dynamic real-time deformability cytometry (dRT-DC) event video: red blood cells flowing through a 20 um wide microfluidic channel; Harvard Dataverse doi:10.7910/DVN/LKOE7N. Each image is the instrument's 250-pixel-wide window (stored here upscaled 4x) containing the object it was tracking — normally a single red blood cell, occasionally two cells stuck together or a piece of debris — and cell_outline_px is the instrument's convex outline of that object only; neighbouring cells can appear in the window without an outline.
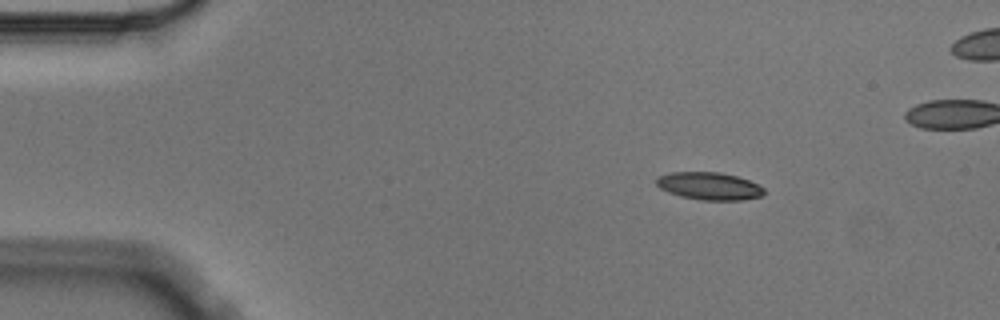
{"species": "Egyptian fruit bat (a non-hibernating species)", "species_latin": "Rousettus aegyptiacus", "temperature_condition": "cold", "stored_images_in_passage": 6, "camera_frame_rate_fps": 3000, "um_per_image_px": 0.085, "animal": {"sex": "male"}, "frame": {"image": 1, "passage_image": 1, "time_ms": 0.0, "image_size_px": [1000, 320], "cell_outline_px": [[764, 192], [760, 196], [740, 200], [700, 200], [680, 196], [668, 192], [660, 188], [656, 184], [656, 176], [672, 172], [720, 172], [736, 176], [760, 184], [764, 188]], "centroid_in_image_um": [60.26, 15.81], "position_along_channel_um": 24.7, "area_um2": 17.34}}
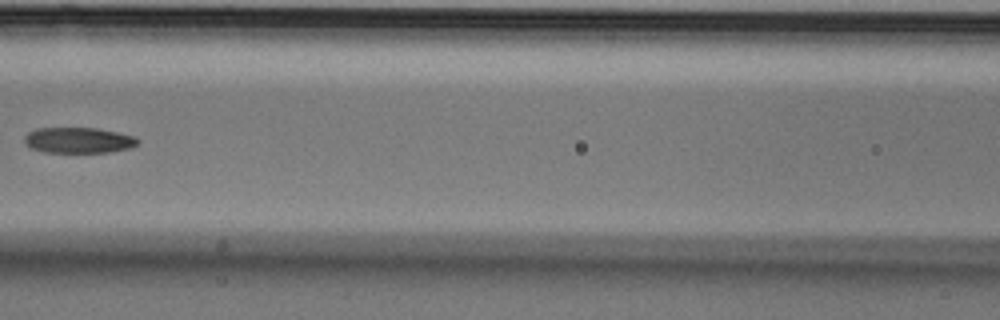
{"frame": {"image": 2, "passage_image": 5, "time_ms": 1.333, "image_size_px": [1000, 320], "cell_outline_px": [[140, 140], [132, 148], [112, 152], [44, 152], [32, 148], [24, 140], [24, 136], [28, 132], [36, 128], [96, 128], [136, 136]], "centroid_in_image_um": [6.71, 11.92], "position_along_channel_um": 159.9, "area_um2": 16.99}}
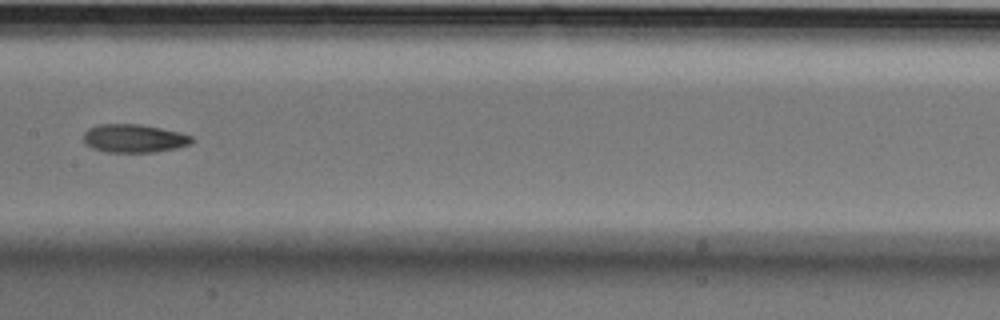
{"frame": {"image": 3, "passage_image": 6, "time_ms": 1.667, "image_size_px": [1000, 320], "cell_outline_px": [[196, 140], [192, 144], [176, 148], [156, 152], [104, 152], [92, 148], [84, 144], [84, 132], [88, 128], [100, 124], [140, 124], [180, 132], [192, 136]], "centroid_in_image_um": [11.41, 11.77], "position_along_channel_um": 196.0, "area_um2": 18.09}}